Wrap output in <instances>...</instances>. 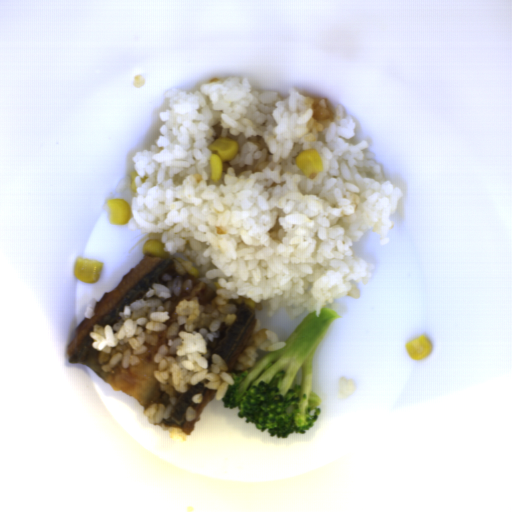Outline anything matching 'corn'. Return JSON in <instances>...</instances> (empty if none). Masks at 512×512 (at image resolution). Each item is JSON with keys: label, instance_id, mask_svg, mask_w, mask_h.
Masks as SVG:
<instances>
[{"label": "corn", "instance_id": "obj_1", "mask_svg": "<svg viewBox=\"0 0 512 512\" xmlns=\"http://www.w3.org/2000/svg\"><path fill=\"white\" fill-rule=\"evenodd\" d=\"M211 180L218 181L222 174V164L236 155L237 144L234 138H215L208 146Z\"/></svg>", "mask_w": 512, "mask_h": 512}, {"label": "corn", "instance_id": "obj_2", "mask_svg": "<svg viewBox=\"0 0 512 512\" xmlns=\"http://www.w3.org/2000/svg\"><path fill=\"white\" fill-rule=\"evenodd\" d=\"M102 267L103 262L78 257L75 259L73 267L74 278L83 282H97L101 279Z\"/></svg>", "mask_w": 512, "mask_h": 512}, {"label": "corn", "instance_id": "obj_3", "mask_svg": "<svg viewBox=\"0 0 512 512\" xmlns=\"http://www.w3.org/2000/svg\"><path fill=\"white\" fill-rule=\"evenodd\" d=\"M296 162L309 178H315L322 170V160L317 149L300 150Z\"/></svg>", "mask_w": 512, "mask_h": 512}, {"label": "corn", "instance_id": "obj_4", "mask_svg": "<svg viewBox=\"0 0 512 512\" xmlns=\"http://www.w3.org/2000/svg\"><path fill=\"white\" fill-rule=\"evenodd\" d=\"M105 203L112 226L126 224L130 220L132 209L128 202L119 198H109Z\"/></svg>", "mask_w": 512, "mask_h": 512}, {"label": "corn", "instance_id": "obj_5", "mask_svg": "<svg viewBox=\"0 0 512 512\" xmlns=\"http://www.w3.org/2000/svg\"><path fill=\"white\" fill-rule=\"evenodd\" d=\"M406 349L411 358L421 361L432 352L431 343L426 335L407 342Z\"/></svg>", "mask_w": 512, "mask_h": 512}, {"label": "corn", "instance_id": "obj_6", "mask_svg": "<svg viewBox=\"0 0 512 512\" xmlns=\"http://www.w3.org/2000/svg\"><path fill=\"white\" fill-rule=\"evenodd\" d=\"M144 255H152L168 258L169 254L164 250V244L158 240L147 241L142 247Z\"/></svg>", "mask_w": 512, "mask_h": 512}, {"label": "corn", "instance_id": "obj_7", "mask_svg": "<svg viewBox=\"0 0 512 512\" xmlns=\"http://www.w3.org/2000/svg\"><path fill=\"white\" fill-rule=\"evenodd\" d=\"M233 299L237 304L241 305V303H244L245 307H247L251 310H256V309L262 310L261 304L259 302H253V299H251V298H244V297L240 296L239 298H233Z\"/></svg>", "mask_w": 512, "mask_h": 512}, {"label": "corn", "instance_id": "obj_8", "mask_svg": "<svg viewBox=\"0 0 512 512\" xmlns=\"http://www.w3.org/2000/svg\"><path fill=\"white\" fill-rule=\"evenodd\" d=\"M188 273L195 278H200V271L196 267L190 269Z\"/></svg>", "mask_w": 512, "mask_h": 512}, {"label": "corn", "instance_id": "obj_9", "mask_svg": "<svg viewBox=\"0 0 512 512\" xmlns=\"http://www.w3.org/2000/svg\"><path fill=\"white\" fill-rule=\"evenodd\" d=\"M216 234L225 235L224 230L216 227Z\"/></svg>", "mask_w": 512, "mask_h": 512}, {"label": "corn", "instance_id": "obj_10", "mask_svg": "<svg viewBox=\"0 0 512 512\" xmlns=\"http://www.w3.org/2000/svg\"><path fill=\"white\" fill-rule=\"evenodd\" d=\"M214 287H216L217 289H221V285H219L217 282H214Z\"/></svg>", "mask_w": 512, "mask_h": 512}, {"label": "corn", "instance_id": "obj_11", "mask_svg": "<svg viewBox=\"0 0 512 512\" xmlns=\"http://www.w3.org/2000/svg\"><path fill=\"white\" fill-rule=\"evenodd\" d=\"M223 300H224L225 304H229V302H230V300H228L227 298H224Z\"/></svg>", "mask_w": 512, "mask_h": 512}]
</instances>
